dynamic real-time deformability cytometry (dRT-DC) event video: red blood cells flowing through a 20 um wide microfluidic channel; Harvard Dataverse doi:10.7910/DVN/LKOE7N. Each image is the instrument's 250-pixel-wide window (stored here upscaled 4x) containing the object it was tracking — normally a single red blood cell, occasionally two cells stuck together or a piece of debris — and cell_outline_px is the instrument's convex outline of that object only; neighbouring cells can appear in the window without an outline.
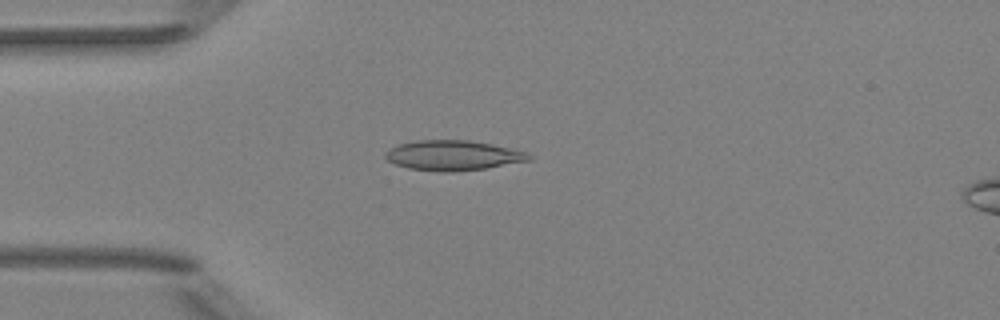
{"species": "Egyptian fruit bat (a non-hibernating species)", "species_latin": "Rousettus aegyptiacus", "temperature_condition": "room temperature", "stored_images_in_passage": 5, "camera_frame_rate_fps": 3000, "um_per_image_px": 0.085, "animal": {"sex": "female"}, "frame": {"image": 1, "passage_image": 4, "time_ms": 3.333, "image_size_px": [1000, 320], "cell_outline_px": [[532, 160], [484, 168], [448, 172], [440, 172], [408, 168], [396, 164], [388, 160], [384, 156], [384, 152], [388, 148], [400, 144], [416, 140], [468, 140], [492, 144], [528, 152], [532, 156]], "centroid_in_image_um": [38.5, 13.2], "position_along_channel_um": 46.5, "area_um2": 25.09}}